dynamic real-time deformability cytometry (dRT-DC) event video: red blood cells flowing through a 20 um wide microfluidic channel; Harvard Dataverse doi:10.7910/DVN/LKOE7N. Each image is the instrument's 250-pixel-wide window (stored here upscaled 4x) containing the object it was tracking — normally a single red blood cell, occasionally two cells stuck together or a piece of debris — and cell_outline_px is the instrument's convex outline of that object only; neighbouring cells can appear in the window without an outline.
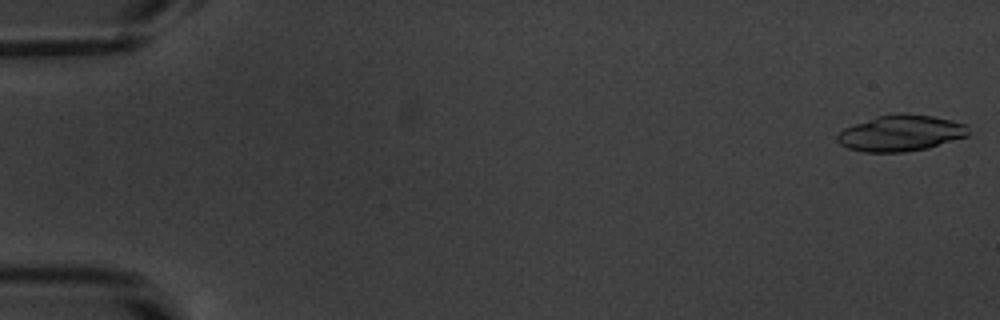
{"species": "common noctule bat (a hibernating species)", "species_latin": "Nyctalus noctula", "temperature_condition": "warm", "stored_images_in_passage": 11, "camera_frame_rate_fps": 3000, "um_per_image_px": 0.085, "animal": {"sex": "male", "body_mass_g": 20.1, "forearm_length_mm": 53.5}, "frame": {"image": 1, "passage_image": 1, "time_ms": 0.0, "image_size_px": [1000, 320], "cell_outline_px": [[968, 136], [928, 148], [904, 152], [864, 152], [848, 148], [840, 144], [836, 140], [836, 136], [844, 128], [876, 116], [900, 112], [904, 112], [932, 116], [952, 120], [968, 124]], "centroid_in_image_um": [76.58, 11.31], "position_along_channel_um": 8.4, "area_um2": 27.8}}